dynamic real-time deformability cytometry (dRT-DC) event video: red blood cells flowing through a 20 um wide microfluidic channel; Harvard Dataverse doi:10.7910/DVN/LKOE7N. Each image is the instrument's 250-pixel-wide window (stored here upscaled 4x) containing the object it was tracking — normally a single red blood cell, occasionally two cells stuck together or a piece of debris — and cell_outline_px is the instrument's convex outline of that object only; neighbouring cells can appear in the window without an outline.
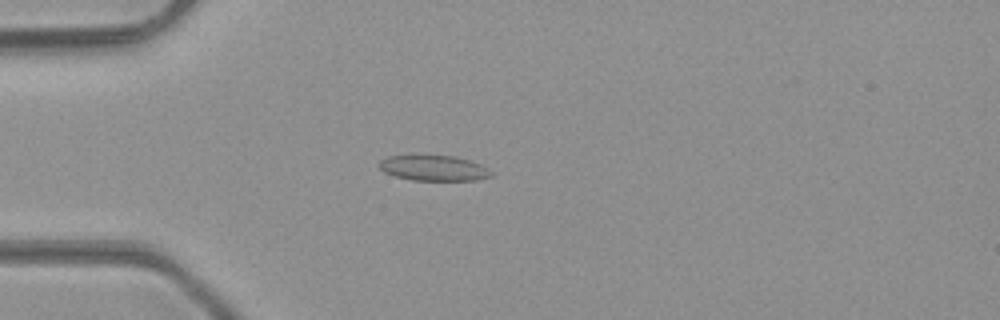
{"species": "common noctule bat (a hibernating species)", "species_latin": "Nyctalus noctula", "temperature_condition": "room temperature", "stored_images_in_passage": 48, "camera_frame_rate_fps": 3000, "um_per_image_px": 0.085, "animal": {"sex": "male", "body_mass_g": 23.1, "forearm_length_mm": 52.7}, "frame": {"image": 1, "passage_image": 13, "time_ms": 4.0, "image_size_px": [1000, 320], "cell_outline_px": [[492, 176], [476, 180], [412, 180], [396, 176], [384, 172], [376, 164], [380, 160], [388, 156], [412, 152], [456, 156], [480, 164], [488, 168], [492, 172]], "centroid_in_image_um": [36.79, 14.22], "position_along_channel_um": 48.2, "area_um2": 17.46}}
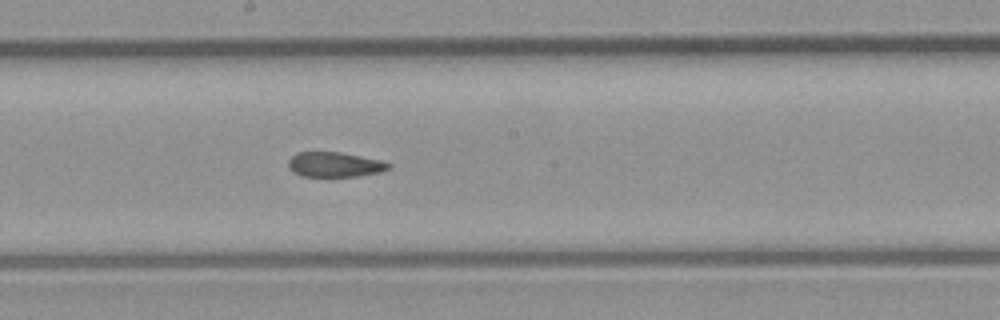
{"frame": {"image": 2, "passage_image": 26, "time_ms": 8.333, "image_size_px": [1000, 320], "cell_outline_px": [[392, 168], [380, 172], [356, 176], [300, 176], [292, 172], [288, 168], [288, 160], [296, 152], [340, 152], [380, 160], [392, 164]], "centroid_in_image_um": [28.43, 13.99], "position_along_channel_um": 219.8, "area_um2": 14.62}}
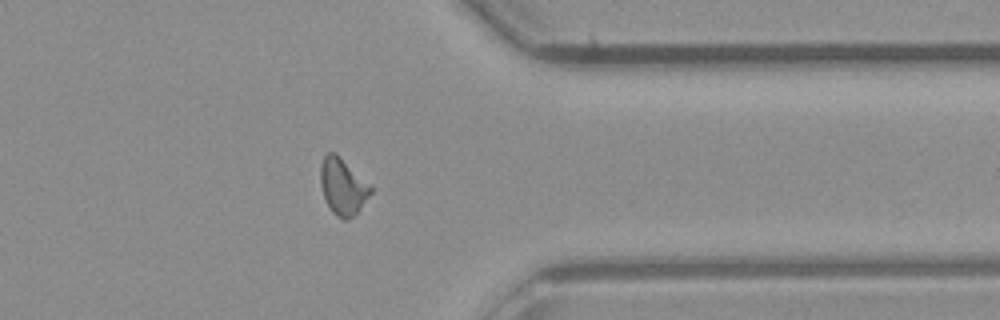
{"frame": {"image": 3, "passage_image": 38, "time_ms": 12.333, "image_size_px": [1000, 320], "cell_outline_px": [[372, 192], [356, 212], [348, 220], [344, 220], [336, 216], [332, 212], [324, 196], [320, 184], [320, 164], [324, 156], [328, 152], [336, 152], [372, 184]], "centroid_in_image_um": [29.14, 15.81], "position_along_channel_um": 382.3, "area_um2": 16.7}, "authors_computed_cell_mechanics": {"area_um2": 15.9817, "velocity_mm_per_s": 4.3134, "shape_relaxation_time_tau1_ms": null, "shape_relaxation_time_tau2_ms": 2.9464, "deformation_change_tau1": null, "deformation_change_tau2": 0.0852}}